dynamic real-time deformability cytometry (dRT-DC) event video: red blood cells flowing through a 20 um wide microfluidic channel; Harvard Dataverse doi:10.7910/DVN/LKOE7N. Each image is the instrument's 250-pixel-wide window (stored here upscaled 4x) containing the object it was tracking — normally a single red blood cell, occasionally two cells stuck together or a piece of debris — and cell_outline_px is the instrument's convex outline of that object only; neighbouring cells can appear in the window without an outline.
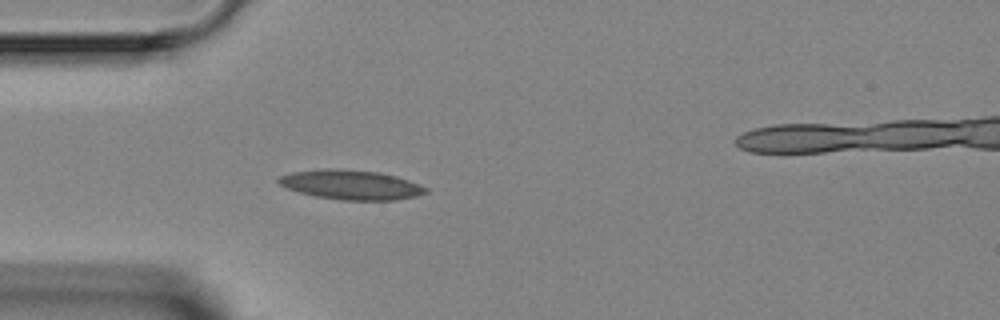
{"species": "Egyptian fruit bat (a non-hibernating species)", "species_latin": "Rousettus aegyptiacus", "temperature_condition": "room temperature", "stored_images_in_passage": 4, "camera_frame_rate_fps": 3000, "um_per_image_px": 0.085, "animal": {"sex": "female"}, "frame": {"image": 1, "passage_image": 3, "time_ms": 2.333, "image_size_px": [1000, 320], "cell_outline_px": [[428, 192], [416, 196], [396, 200], [340, 200], [316, 196], [300, 192], [288, 188], [280, 184], [276, 180], [280, 176], [292, 172], [328, 168], [336, 168], [380, 172], [396, 176], [420, 184], [428, 188]], "centroid_in_image_um": [29.87, 15.7], "position_along_channel_um": 55.1, "area_um2": 25.32}}